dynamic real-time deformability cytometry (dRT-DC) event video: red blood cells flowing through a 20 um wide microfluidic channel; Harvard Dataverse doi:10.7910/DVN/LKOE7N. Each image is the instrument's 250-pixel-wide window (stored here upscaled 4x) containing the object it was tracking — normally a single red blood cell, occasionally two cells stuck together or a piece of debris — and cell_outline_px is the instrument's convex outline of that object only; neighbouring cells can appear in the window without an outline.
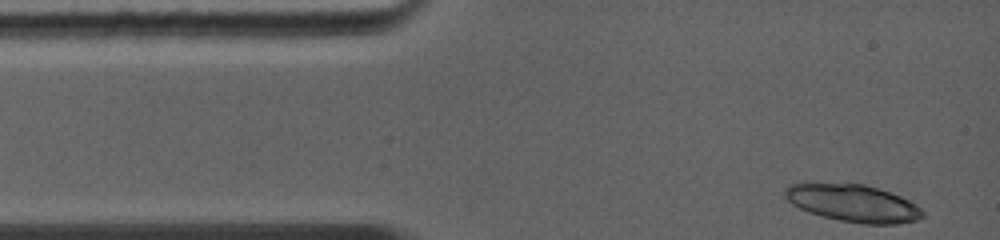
{"species": "common noctule bat (a hibernating species)", "species_latin": "Nyctalus noctula", "temperature_condition": "warm", "stored_images_in_passage": 4, "camera_frame_rate_fps": 5000, "um_per_image_px": 0.085, "animal": {"sex": "female", "body_mass_g": 19.0, "forearm_length_mm": 56.7}, "frame": {"image": 1, "passage_image": 1, "time_ms": 0.0, "image_size_px": [1000, 240], "cell_outline_px": [[924, 216], [916, 220], [896, 224], [860, 224], [820, 216], [808, 212], [792, 204], [784, 196], [784, 188], [792, 184], [864, 184], [900, 196], [908, 200], [920, 208], [924, 212]], "centroid_in_image_um": [72.51, 17.29], "position_along_channel_um": 12.5, "area_um2": 29.59}}